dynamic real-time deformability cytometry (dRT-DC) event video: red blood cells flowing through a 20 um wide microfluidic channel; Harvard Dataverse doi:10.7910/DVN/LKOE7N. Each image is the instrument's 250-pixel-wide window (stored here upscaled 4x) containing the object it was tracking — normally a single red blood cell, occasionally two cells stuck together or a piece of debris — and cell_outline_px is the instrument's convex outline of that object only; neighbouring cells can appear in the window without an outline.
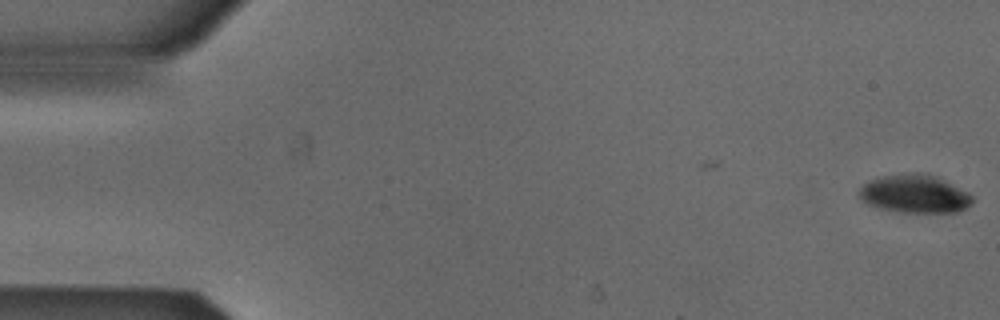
{"species": "Egyptian fruit bat (a non-hibernating species)", "species_latin": "Rousettus aegyptiacus", "temperature_condition": "cold", "stored_images_in_passage": 5, "camera_frame_rate_fps": 3000, "um_per_image_px": 0.085, "animal": {"sex": "male"}, "frame": {"image": 1, "passage_image": 5, "time_ms": 1.333, "image_size_px": [1000, 320], "cell_outline_px": [[972, 204], [956, 212], [900, 212], [868, 204], [856, 192], [868, 180], [876, 176], [904, 172], [928, 172], [968, 192], [972, 196]], "centroid_in_image_um": [77.72, 16.43], "position_along_channel_um": 7.3, "area_um2": 25.43}}